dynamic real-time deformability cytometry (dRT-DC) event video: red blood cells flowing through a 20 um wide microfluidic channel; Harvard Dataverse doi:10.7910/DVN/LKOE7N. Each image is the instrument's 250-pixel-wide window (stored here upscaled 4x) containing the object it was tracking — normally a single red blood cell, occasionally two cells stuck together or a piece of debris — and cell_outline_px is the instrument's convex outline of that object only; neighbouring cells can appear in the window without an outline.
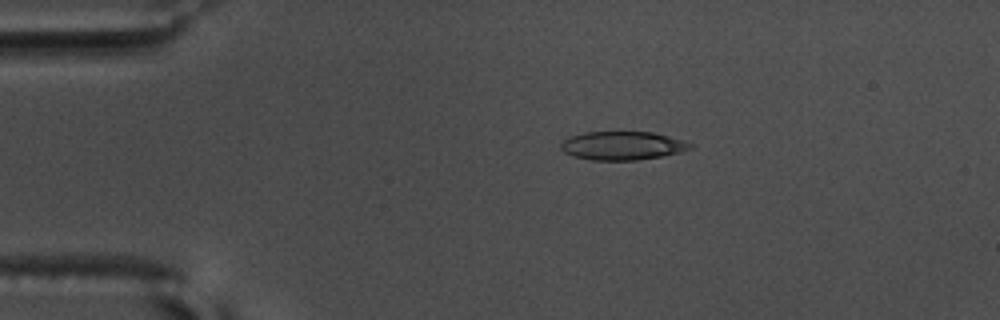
{"species": "common noctule bat (a hibernating species)", "species_latin": "Nyctalus noctula", "temperature_condition": "warm", "stored_images_in_passage": 46, "camera_frame_rate_fps": 3000, "um_per_image_px": 0.085, "animal": {"sex": "male", "body_mass_g": 17.5, "forearm_length_mm": 52.3}, "frame": {"image": 1, "passage_image": 1, "time_ms": 0.0, "image_size_px": [1000, 320], "cell_outline_px": [[692, 148], [680, 152], [660, 156], [636, 160], [592, 160], [572, 156], [564, 152], [560, 148], [560, 144], [568, 136], [584, 132], [652, 132], [668, 136], [692, 144]], "centroid_in_image_um": [52.84, 12.38], "position_along_channel_um": 32.2, "area_um2": 21.39}}
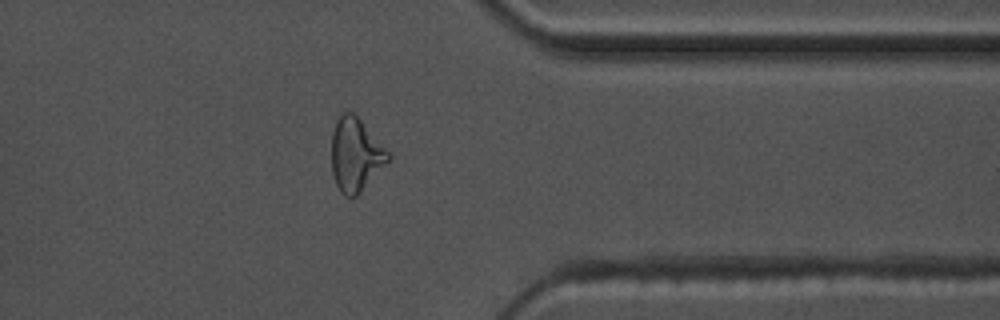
{"frame": {"image": 2, "passage_image": 35, "time_ms": 11.333, "image_size_px": [1000, 320], "cell_outline_px": [[392, 156], [360, 192], [356, 196], [344, 196], [340, 192], [336, 184], [332, 172], [332, 132], [336, 120], [344, 112], [356, 112]], "centroid_in_image_um": [30.21, 13.1], "position_along_channel_um": 381.2, "area_um2": 24.1}}
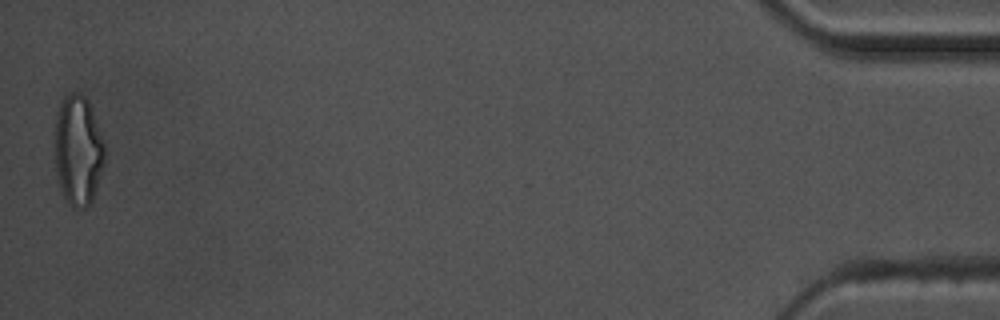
{"frame": {"image": 3, "passage_image": 46, "time_ms": 15.0, "image_size_px": [1000, 320], "cell_outline_px": [[104, 164], [92, 200], [84, 208], [72, 208], [64, 196], [60, 184], [56, 168], [52, 140], [52, 136], [56, 112], [64, 96], [72, 92], [76, 92], [84, 96], [88, 100], [92, 108], [104, 140]], "centroid_in_image_um": [6.61, 12.72], "position_along_channel_um": 428.6, "area_um2": 32.6}, "authors_computed_cell_mechanics": {"area_um2": 22.3975, "velocity_mm_per_s": 3.5985, "shape_relaxation_time_tau1_ms": null, "shape_relaxation_time_tau2_ms": 2.121, "deformation_change_tau1": null, "deformation_change_tau2": 0.1114}}